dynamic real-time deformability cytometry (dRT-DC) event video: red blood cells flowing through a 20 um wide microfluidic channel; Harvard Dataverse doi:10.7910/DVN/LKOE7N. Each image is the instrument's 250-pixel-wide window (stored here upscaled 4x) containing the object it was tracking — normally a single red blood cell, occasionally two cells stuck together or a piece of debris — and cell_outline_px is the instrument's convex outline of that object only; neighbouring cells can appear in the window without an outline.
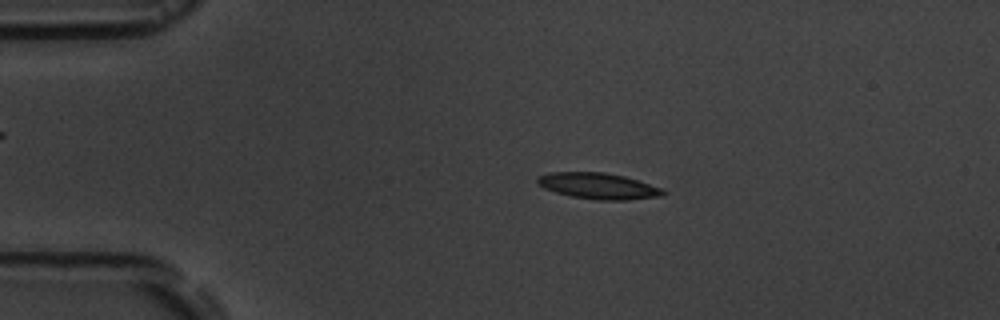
{"species": "common noctule bat (a hibernating species)", "species_latin": "Nyctalus noctula", "temperature_condition": "room temperature", "stored_images_in_passage": 9, "camera_frame_rate_fps": 3000, "um_per_image_px": 0.085, "animal": {"sex": "male", "body_mass_g": 19.5, "forearm_length_mm": 54.6}, "frame": {"image": 1, "passage_image": 3, "time_ms": 2.333, "image_size_px": [1000, 320], "cell_outline_px": [[668, 192], [664, 196], [628, 200], [596, 200], [572, 196], [556, 192], [544, 188], [536, 184], [536, 176], [552, 172], [604, 172], [624, 176], [664, 188]], "centroid_in_image_um": [50.89, 15.81], "position_along_channel_um": 34.1, "area_um2": 19.36}}
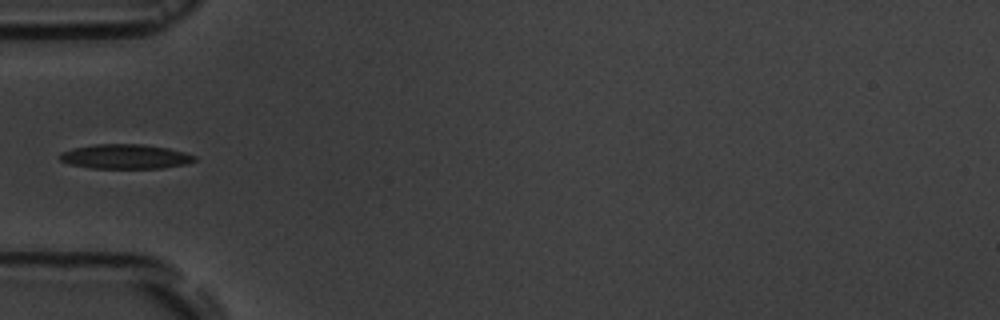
{"frame": {"image": 2, "passage_image": 4, "time_ms": 4.667, "image_size_px": [1000, 320], "cell_outline_px": [[196, 160], [184, 164], [164, 168], [92, 168], [68, 164], [60, 160], [60, 152], [72, 148], [96, 144], [140, 144], [168, 148], [184, 152], [196, 156]], "centroid_in_image_um": [10.63, 13.31], "position_along_channel_um": 74.4, "area_um2": 19.25}}
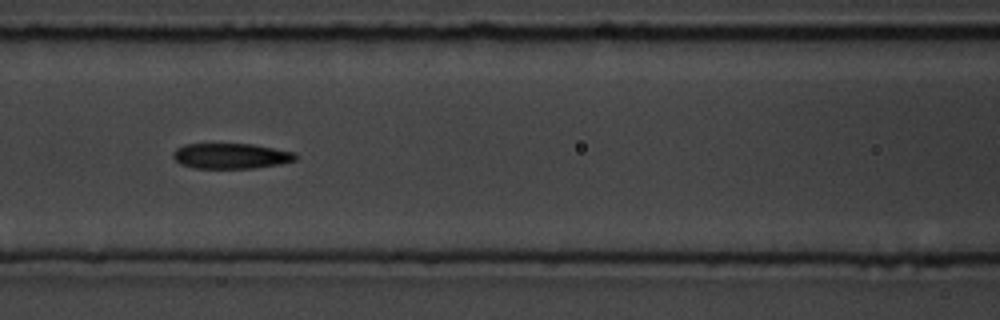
{"frame": {"image": 3, "passage_image": 6, "time_ms": 6.667, "image_size_px": [1000, 320], "cell_outline_px": [[300, 156], [296, 160], [280, 164], [252, 168], [192, 168], [180, 164], [172, 156], [172, 152], [176, 148], [184, 144], [252, 144], [296, 152]], "centroid_in_image_um": [19.64, 13.25], "position_along_channel_um": 147.0, "area_um2": 18.32}}